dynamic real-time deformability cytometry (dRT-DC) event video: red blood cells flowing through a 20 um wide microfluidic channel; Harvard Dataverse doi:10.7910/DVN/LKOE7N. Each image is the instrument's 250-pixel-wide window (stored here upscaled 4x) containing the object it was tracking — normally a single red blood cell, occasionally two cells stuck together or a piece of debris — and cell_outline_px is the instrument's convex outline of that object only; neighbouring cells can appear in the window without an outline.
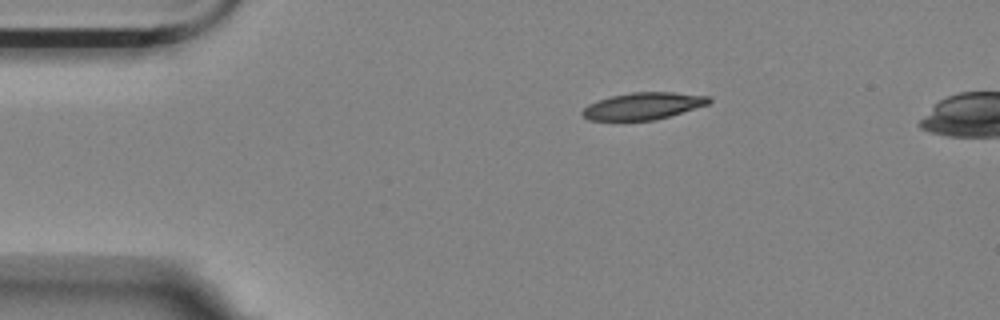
{"species": "Egyptian fruit bat (a non-hibernating species)", "species_latin": "Rousettus aegyptiacus", "temperature_condition": "room temperature", "stored_images_in_passage": 4, "camera_frame_rate_fps": 3000, "um_per_image_px": 0.085, "animal": {"sex": "female"}, "frame": {"image": 1, "passage_image": 1, "time_ms": 0.0, "image_size_px": [1000, 320], "cell_outline_px": [[712, 100], [708, 104], [656, 120], [588, 120], [580, 112], [588, 104], [596, 100], [612, 96], [632, 92], [672, 92], [708, 96]], "centroid_in_image_um": [54.64, 9.01], "position_along_channel_um": 30.4, "area_um2": 19.77}}
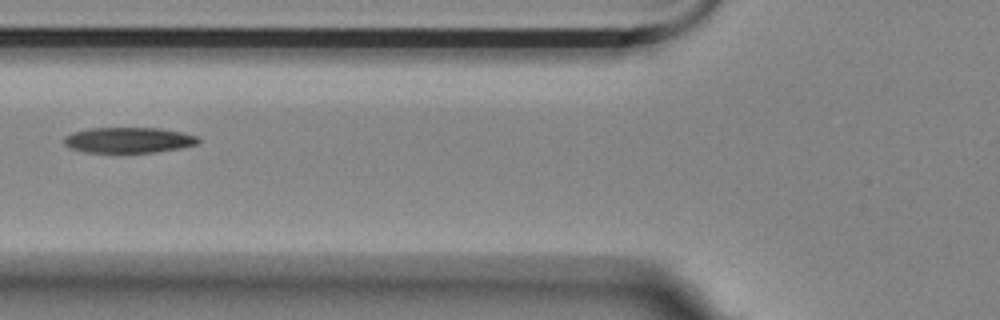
{"frame": {"image": 2, "passage_image": 4, "time_ms": 3.667, "image_size_px": [1000, 320], "cell_outline_px": [[200, 144], [180, 148], [156, 152], [84, 152], [68, 148], [64, 144], [64, 136], [72, 132], [88, 128], [160, 128], [180, 132], [196, 136], [200, 140]], "centroid_in_image_um": [10.9, 11.91], "position_along_channel_um": 114.9, "area_um2": 20.11}}